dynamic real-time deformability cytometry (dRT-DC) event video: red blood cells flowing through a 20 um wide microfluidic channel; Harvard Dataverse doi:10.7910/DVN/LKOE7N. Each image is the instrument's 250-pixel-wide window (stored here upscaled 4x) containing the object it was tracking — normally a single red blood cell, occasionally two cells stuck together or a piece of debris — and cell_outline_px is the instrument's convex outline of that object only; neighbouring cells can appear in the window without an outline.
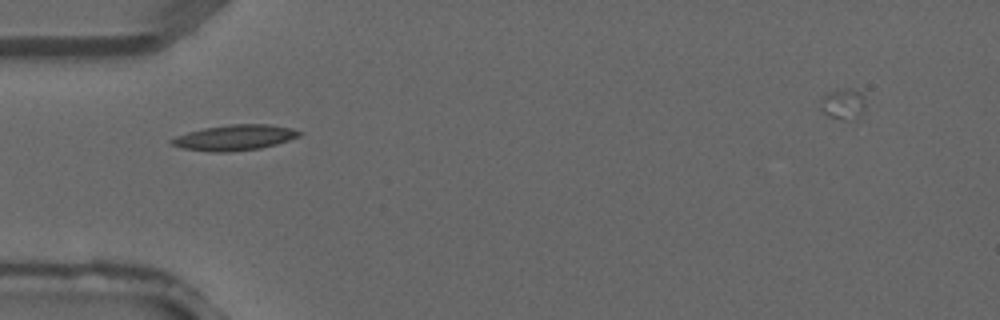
{"species": "common noctule bat (a hibernating species)", "species_latin": "Nyctalus noctula", "temperature_condition": "warm", "stored_images_in_passage": 2, "camera_frame_rate_fps": 3000, "um_per_image_px": 0.085, "animal": {"sex": "male", "forearm_length_mm": 52.5}, "frame": {"image": 1, "passage_image": 1, "time_ms": 0.0, "image_size_px": [1000, 320], "cell_outline_px": [[300, 136], [276, 144], [260, 148], [228, 152], [212, 152], [180, 148], [172, 144], [168, 140], [176, 136], [188, 132], [204, 128], [232, 124], [268, 124], [292, 128], [300, 132]], "centroid_in_image_um": [19.91, 11.7], "position_along_channel_um": 65.1, "area_um2": 18.9}}
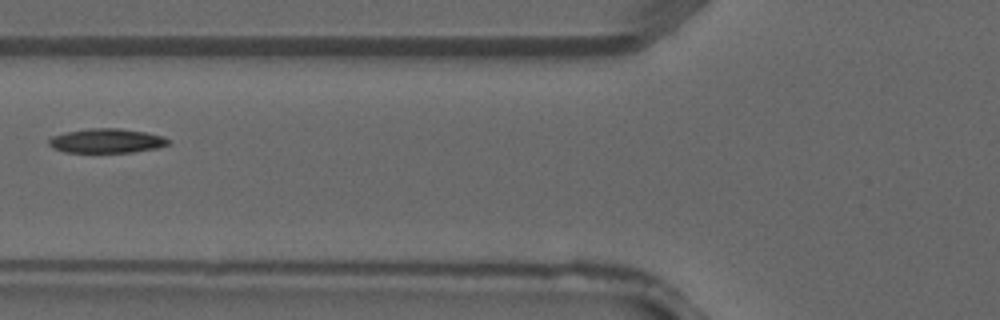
{"frame": {"image": 2, "passage_image": 2, "time_ms": 0.333, "image_size_px": [1000, 320], "cell_outline_px": [[172, 144], [156, 148], [132, 152], [64, 152], [52, 148], [48, 144], [48, 140], [52, 136], [64, 132], [88, 128], [120, 128], [144, 132], [164, 136]], "centroid_in_image_um": [9.04, 11.96], "position_along_channel_um": 116.8, "area_um2": 17.05}}